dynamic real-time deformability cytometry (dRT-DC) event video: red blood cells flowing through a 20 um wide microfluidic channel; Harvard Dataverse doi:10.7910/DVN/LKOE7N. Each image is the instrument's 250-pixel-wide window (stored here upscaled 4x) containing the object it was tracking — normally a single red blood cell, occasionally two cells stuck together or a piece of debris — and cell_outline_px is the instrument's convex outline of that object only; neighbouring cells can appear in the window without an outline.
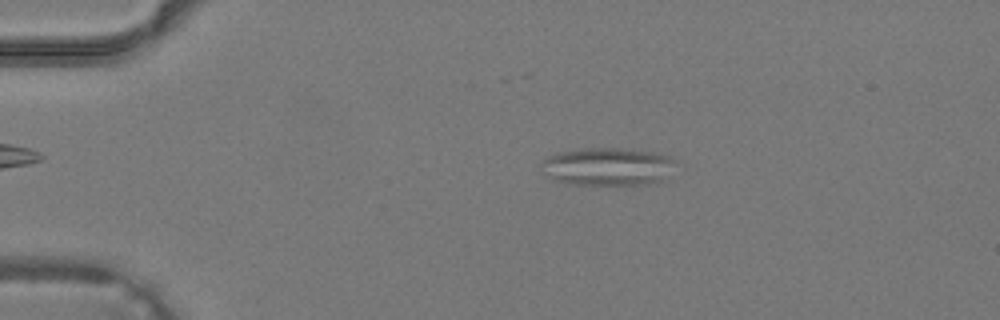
{"species": "common noctule bat (a hibernating species)", "species_latin": "Nyctalus noctula", "temperature_condition": "warm", "stored_images_in_passage": 40, "camera_frame_rate_fps": 3000, "um_per_image_px": 0.085, "animal": {"sex": "male", "body_mass_g": 19.2, "forearm_length_mm": 51.8}, "frame": {"image": 1, "passage_image": 9, "time_ms": 2.667, "image_size_px": [1000, 320], "cell_outline_px": [[672, 160], [660, 180], [644, 184], [572, 184], [552, 180], [548, 176], [540, 164], [548, 156], [560, 152], [580, 148], [632, 148], [672, 156]], "centroid_in_image_um": [51.54, 14.13], "position_along_channel_um": 33.5, "area_um2": 28.96}}
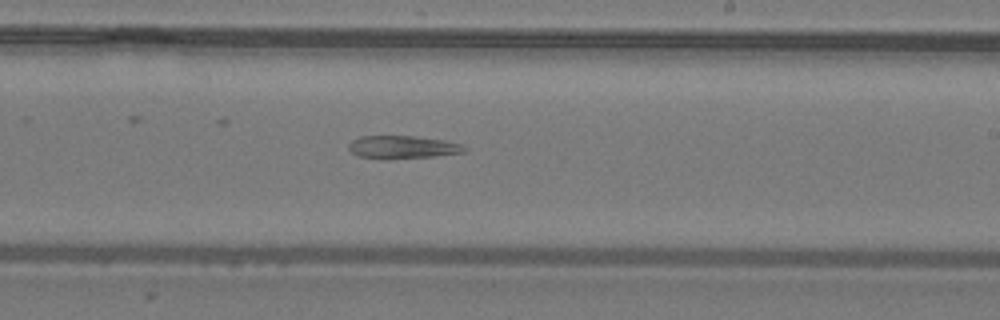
{"frame": {"image": 2, "passage_image": 25, "time_ms": 8.0, "image_size_px": [1000, 320], "cell_outline_px": [[468, 148], [464, 152], [436, 156], [388, 160], [380, 160], [360, 156], [352, 152], [348, 148], [348, 144], [352, 140], [360, 136], [416, 136], [444, 140], [460, 144]], "centroid_in_image_um": [34.2, 12.52], "position_along_channel_um": 254.8, "area_um2": 15.72}}
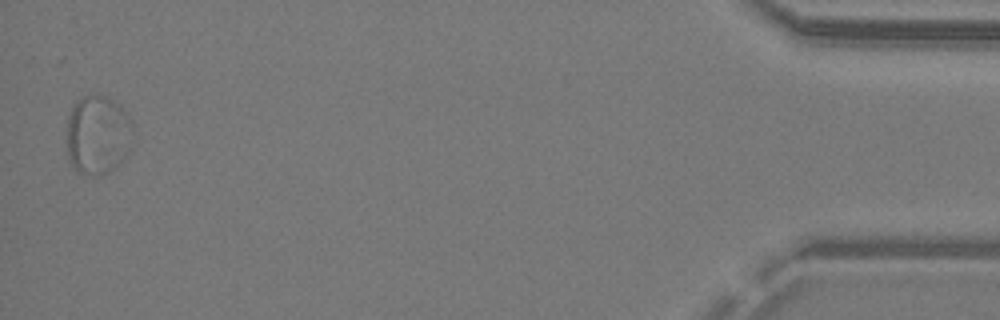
{"frame": {"image": 3, "passage_image": 40, "time_ms": 13.0, "image_size_px": [1000, 320], "cell_outline_px": [[132, 148], [124, 160], [108, 172], [100, 176], [92, 176], [80, 172], [68, 160], [68, 116], [76, 100], [84, 96], [96, 92], [100, 92], [112, 100], [132, 120]], "centroid_in_image_um": [8.34, 11.46], "position_along_channel_um": 426.9, "area_um2": 30.87}}